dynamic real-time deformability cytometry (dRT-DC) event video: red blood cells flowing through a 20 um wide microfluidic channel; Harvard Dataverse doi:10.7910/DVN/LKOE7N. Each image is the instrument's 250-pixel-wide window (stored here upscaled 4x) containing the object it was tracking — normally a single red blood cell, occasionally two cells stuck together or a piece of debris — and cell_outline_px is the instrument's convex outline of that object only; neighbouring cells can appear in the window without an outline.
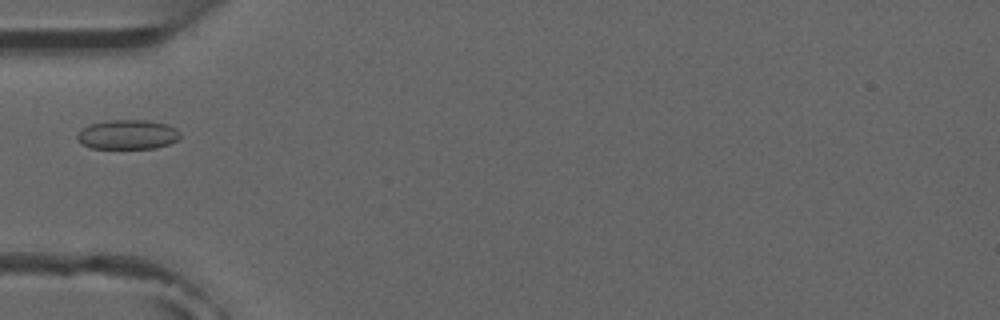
{"species": "common noctule bat (a hibernating species)", "species_latin": "Nyctalus noctula", "temperature_condition": "room temperature", "stored_images_in_passage": 7, "camera_frame_rate_fps": 3000, "um_per_image_px": 0.085, "animal": {"sex": "male", "forearm_length_mm": 52.5}, "frame": {"image": 1, "passage_image": 5, "time_ms": 4.667, "image_size_px": [1000, 320], "cell_outline_px": [[180, 136], [176, 140], [168, 144], [156, 148], [92, 148], [76, 140], [76, 136], [84, 128], [92, 124], [112, 120], [148, 120], [168, 124], [176, 128], [180, 132]], "centroid_in_image_um": [10.89, 11.43], "position_along_channel_um": 74.1, "area_um2": 17.51}}
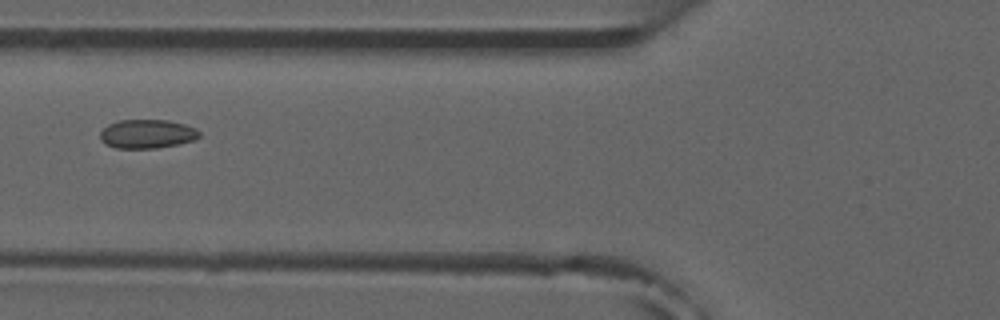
{"frame": {"image": 2, "passage_image": 6, "time_ms": 5.667, "image_size_px": [1000, 320], "cell_outline_px": [[200, 136], [192, 140], [176, 144], [156, 148], [116, 148], [104, 144], [100, 140], [100, 132], [108, 124], [120, 120], [168, 120], [184, 124], [196, 128], [200, 132]], "centroid_in_image_um": [12.47, 11.38], "position_along_channel_um": 113.3, "area_um2": 16.65}}
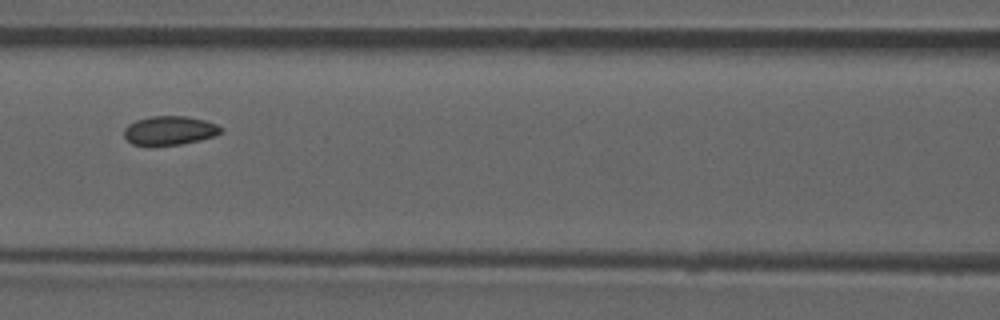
{"frame": {"image": 3, "passage_image": 7, "time_ms": 6.667, "image_size_px": [1000, 320], "cell_outline_px": [[220, 132], [216, 136], [200, 140], [180, 144], [132, 144], [124, 136], [124, 128], [128, 124], [136, 120], [152, 116], [184, 116], [204, 120], [216, 124], [220, 128]], "centroid_in_image_um": [14.4, 11.08], "position_along_channel_um": 152.2, "area_um2": 15.95}}